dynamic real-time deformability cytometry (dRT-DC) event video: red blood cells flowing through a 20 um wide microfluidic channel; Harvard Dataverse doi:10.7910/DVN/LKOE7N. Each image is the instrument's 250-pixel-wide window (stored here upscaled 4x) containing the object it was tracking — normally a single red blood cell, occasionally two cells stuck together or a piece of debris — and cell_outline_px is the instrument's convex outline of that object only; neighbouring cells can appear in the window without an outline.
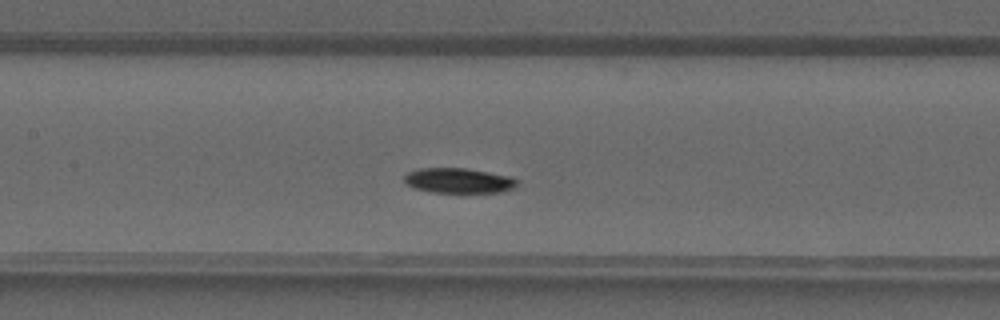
{"species": "common noctule bat (a hibernating species)", "species_latin": "Nyctalus noctula", "temperature_condition": "warm", "stored_images_in_passage": 36, "segment_of_instrument_passage": [1, 2], "camera_frame_rate_fps": 3000, "um_per_image_px": 0.085, "animal": {"sex": "male", "forearm_length_mm": 52.5}, "frame": {"image": 1, "passage_image": 13, "time_ms": 4.0, "image_size_px": [1000, 320], "cell_outline_px": [[516, 188], [504, 192], [428, 192], [412, 188], [404, 180], [404, 176], [408, 172], [420, 168], [464, 168], [512, 176], [516, 180]], "centroid_in_image_um": [38.98, 15.35], "position_along_channel_um": 168.4, "area_um2": 16.53}}
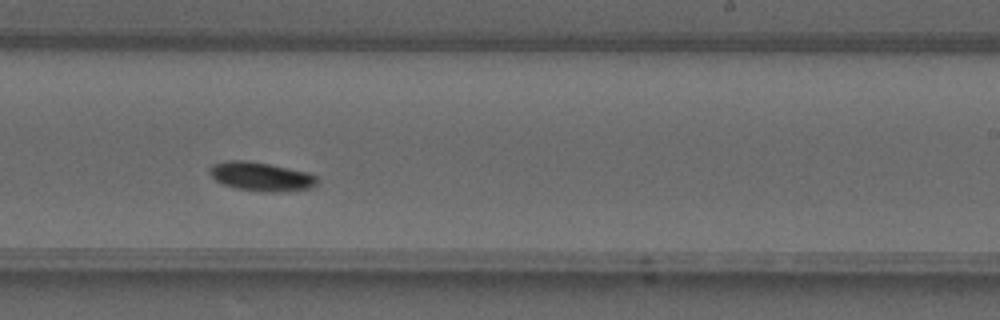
{"frame": {"image": 2, "passage_image": 19, "time_ms": 6.0, "image_size_px": [1000, 320], "cell_outline_px": [[320, 180], [312, 188], [276, 192], [268, 192], [236, 188], [224, 184], [216, 180], [208, 172], [208, 168], [212, 164], [228, 160], [248, 160], [308, 172], [316, 176]], "centroid_in_image_um": [22.19, 15.0], "position_along_channel_um": 266.8, "area_um2": 18.09}}
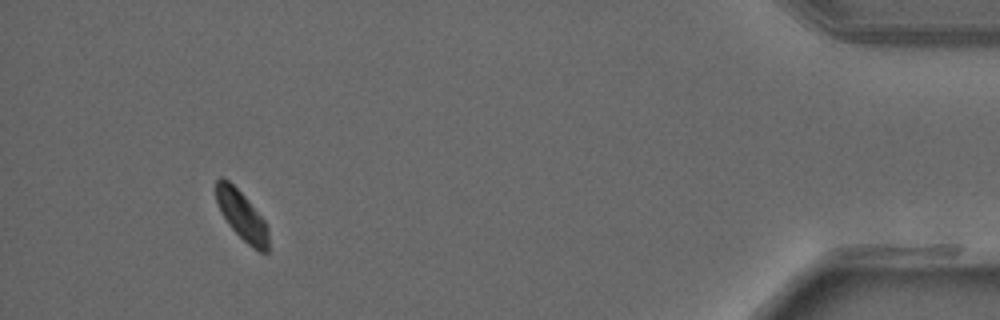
{"frame": {"image": 3, "passage_image": 32, "time_ms": 10.333, "image_size_px": [1000, 320], "cell_outline_px": [[268, 252], [260, 252], [252, 248], [228, 224], [220, 212], [216, 200], [216, 180], [220, 176], [228, 180], [244, 196], [264, 220], [268, 228]], "centroid_in_image_um": [20.54, 18.32], "position_along_channel_um": 414.7, "area_um2": 14.8}}